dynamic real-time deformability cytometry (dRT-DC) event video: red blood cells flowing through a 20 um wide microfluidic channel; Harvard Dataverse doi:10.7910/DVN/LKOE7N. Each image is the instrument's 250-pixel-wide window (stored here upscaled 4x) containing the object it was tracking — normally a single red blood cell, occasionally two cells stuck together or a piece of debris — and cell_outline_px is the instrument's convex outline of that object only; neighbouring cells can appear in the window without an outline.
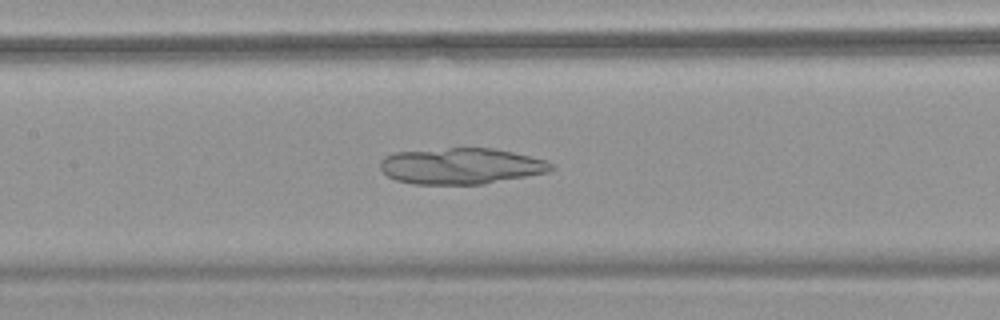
{"species": "common noctule bat (a hibernating species)", "species_latin": "Nyctalus noctula", "temperature_condition": "warm", "stored_images_in_passage": 53, "camera_frame_rate_fps": 3000, "um_per_image_px": 0.085, "animal": {"sex": "female", "body_mass_g": 18.4}, "frame": {"image": 1, "passage_image": 26, "time_ms": 8.333, "image_size_px": [1000, 320], "cell_outline_px": [[556, 168], [548, 172], [484, 184], [412, 184], [396, 180], [388, 176], [380, 168], [380, 160], [384, 156], [396, 152], [448, 148], [492, 148], [512, 152], [548, 160]], "centroid_in_image_um": [39.2, 14.11], "position_along_channel_um": 168.2, "area_um2": 36.07}}
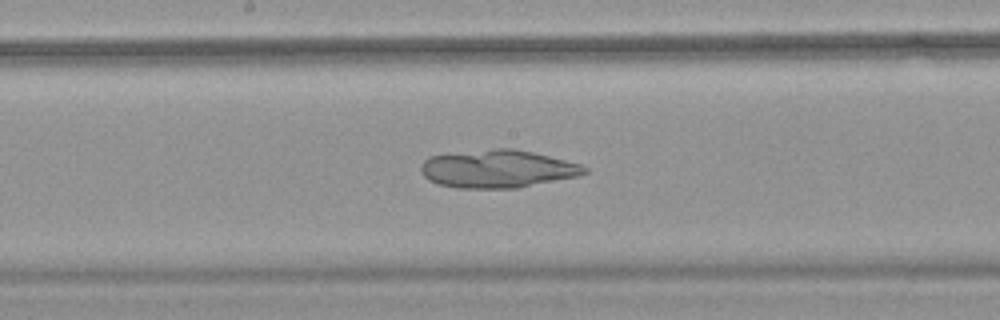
{"frame": {"image": 2, "passage_image": 29, "time_ms": 9.333, "image_size_px": [1000, 320], "cell_outline_px": [[588, 172], [580, 176], [516, 188], [456, 188], [436, 184], [428, 180], [420, 172], [420, 164], [424, 160], [432, 156], [492, 148], [512, 148], [532, 152], [580, 164], [588, 168]], "centroid_in_image_um": [42.28, 14.36], "position_along_channel_um": 205.9, "area_um2": 36.13}}
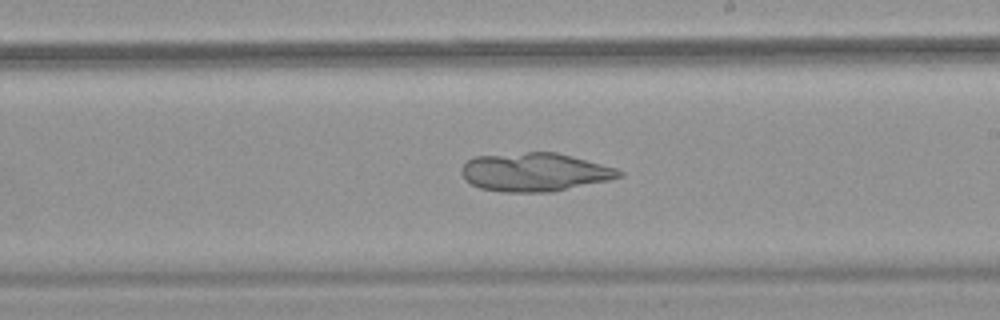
{"frame": {"image": 3, "passage_image": 32, "time_ms": 10.333, "image_size_px": [1000, 320], "cell_outline_px": [[624, 176], [608, 180], [552, 192], [504, 192], [480, 188], [464, 180], [460, 172], [460, 168], [468, 160], [476, 156], [524, 152], [556, 152], [572, 156], [616, 168], [624, 172]], "centroid_in_image_um": [45.43, 14.63], "position_along_channel_um": 243.6, "area_um2": 35.43}}